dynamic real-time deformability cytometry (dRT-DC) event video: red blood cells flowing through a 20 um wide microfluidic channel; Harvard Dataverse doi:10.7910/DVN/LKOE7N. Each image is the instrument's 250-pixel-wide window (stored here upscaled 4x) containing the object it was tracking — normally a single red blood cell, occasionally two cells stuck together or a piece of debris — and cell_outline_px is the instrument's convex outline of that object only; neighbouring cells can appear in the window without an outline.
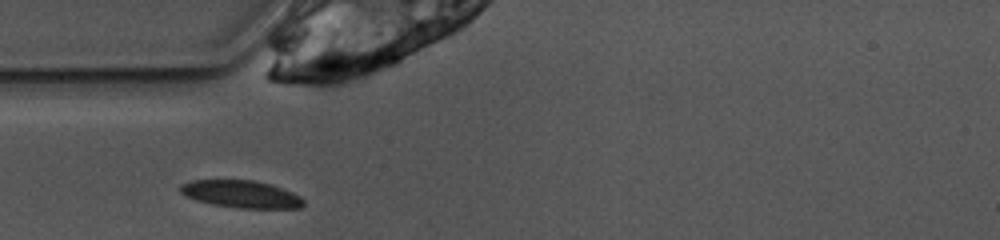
{"species": "common noctule bat (a hibernating species)", "species_latin": "Nyctalus noctula", "temperature_condition": "warm", "stored_images_in_passage": 25, "camera_frame_rate_fps": 3000, "um_per_image_px": 0.085, "animal": {"sex": "female", "body_mass_g": 10.0, "forearm_length_mm": 53.1}, "frame": {"image": 1, "passage_image": 1, "time_ms": 0.0, "image_size_px": [1000, 240], "cell_outline_px": [[304, 204], [300, 208], [240, 208], [212, 204], [196, 200], [184, 196], [180, 192], [180, 184], [192, 180], [252, 180], [268, 184], [292, 192], [300, 196], [304, 200]], "centroid_in_image_um": [20.47, 16.5], "position_along_channel_um": 64.5, "area_um2": 19.54}}
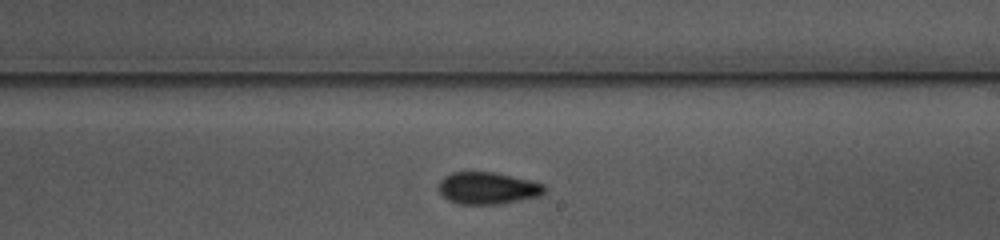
{"frame": {"image": 2, "passage_image": 15, "time_ms": 4.667, "image_size_px": [1000, 240], "cell_outline_px": [[544, 192], [540, 196], [500, 204], [460, 204], [448, 200], [440, 192], [440, 180], [444, 176], [452, 172], [492, 172], [528, 180], [544, 184]], "centroid_in_image_um": [41.44, 16.0], "position_along_channel_um": 247.6, "area_um2": 19.48}}
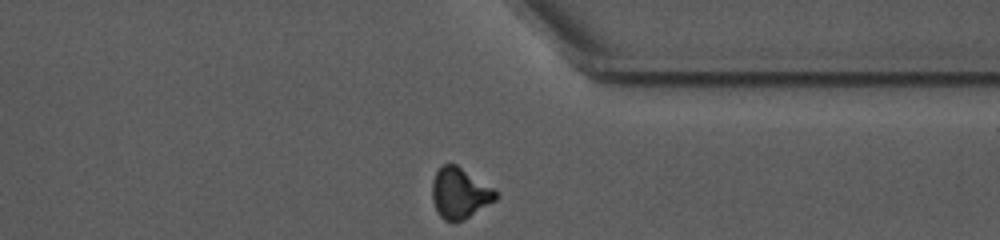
{"frame": {"image": 3, "passage_image": 25, "time_ms": 8.0, "image_size_px": [1000, 240], "cell_outline_px": [[500, 196], [496, 200], [464, 220], [452, 224], [444, 220], [440, 216], [432, 200], [432, 180], [436, 172], [444, 164], [456, 164], [492, 188]], "centroid_in_image_um": [39.06, 16.46], "position_along_channel_um": 372.3, "area_um2": 18.79}, "authors_computed_cell_mechanics": {"area_um2": 19.5364, "velocity_mm_per_s": 3.8912, "shape_relaxation_time_tau1_ms": 7.0296, "shape_relaxation_time_tau2_ms": 5.9017, "deformation_change_tau1": 0.1598, "deformation_change_tau2": 0.1085}}